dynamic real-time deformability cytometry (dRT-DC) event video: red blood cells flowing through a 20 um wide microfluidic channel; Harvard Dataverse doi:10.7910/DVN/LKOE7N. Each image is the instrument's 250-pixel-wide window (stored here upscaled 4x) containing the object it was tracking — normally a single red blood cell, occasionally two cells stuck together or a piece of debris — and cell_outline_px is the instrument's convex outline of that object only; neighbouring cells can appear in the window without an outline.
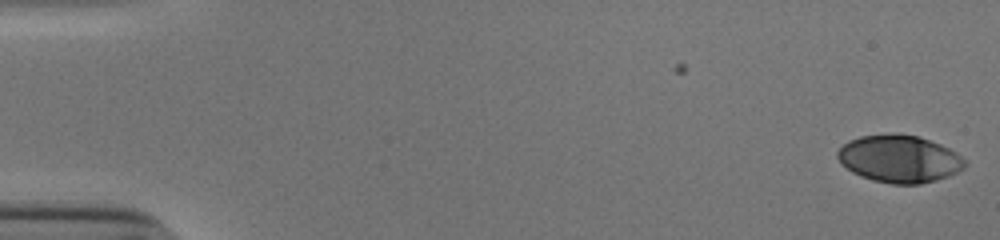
{"species": "human", "species_latin": "Homo sapiens", "temperature_condition": "cold", "stored_images_in_passage": 53, "camera_frame_rate_fps": 3000, "um_per_image_px": 0.085, "donor": {"sex": "male"}, "frame": {"image": 1, "passage_image": 1, "time_ms": 0.0, "image_size_px": [1000, 240], "cell_outline_px": [[968, 164], [964, 168], [948, 176], [936, 180], [920, 184], [892, 184], [872, 180], [860, 176], [852, 172], [840, 164], [836, 156], [836, 152], [848, 140], [860, 136], [896, 132], [916, 136], [940, 144], [956, 152]], "centroid_in_image_um": [76.4, 13.49], "position_along_channel_um": 8.6, "area_um2": 35.43}}
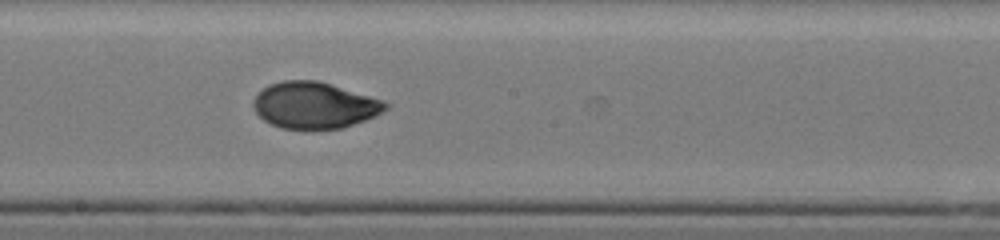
{"frame": {"image": 2, "passage_image": 30, "time_ms": 9.667, "image_size_px": [1000, 240], "cell_outline_px": [[388, 108], [376, 116], [340, 128], [280, 128], [264, 120], [256, 112], [252, 104], [252, 100], [268, 84], [284, 80], [316, 80], [384, 100], [388, 104]], "centroid_in_image_um": [26.72, 8.93], "position_along_channel_um": 221.5, "area_um2": 35.32}}
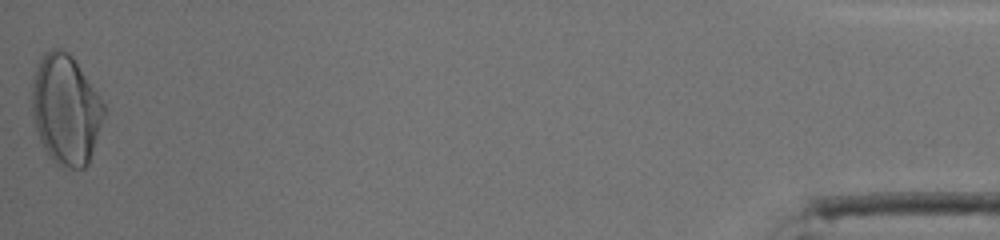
{"frame": {"image": 3, "passage_image": 53, "time_ms": 17.333, "image_size_px": [1000, 240], "cell_outline_px": [[108, 108], [88, 164], [84, 168], [72, 168], [56, 164], [52, 160], [44, 148], [40, 140], [36, 128], [32, 112], [32, 80], [36, 64], [40, 56], [44, 52], [56, 48], [60, 48], [68, 52], [76, 60]], "centroid_in_image_um": [5.61, 9.28], "position_along_channel_um": 429.6, "area_um2": 46.64}, "authors_computed_cell_mechanics": {"area_um2": 35.7204, "velocity_mm_per_s": 3.8944, "shape_relaxation_time_tau1_ms": 6.6986, "shape_relaxation_time_tau2_ms": 0.9876, "deformation_change_tau1": 0.2311, "deformation_change_tau2": 0.0408}}